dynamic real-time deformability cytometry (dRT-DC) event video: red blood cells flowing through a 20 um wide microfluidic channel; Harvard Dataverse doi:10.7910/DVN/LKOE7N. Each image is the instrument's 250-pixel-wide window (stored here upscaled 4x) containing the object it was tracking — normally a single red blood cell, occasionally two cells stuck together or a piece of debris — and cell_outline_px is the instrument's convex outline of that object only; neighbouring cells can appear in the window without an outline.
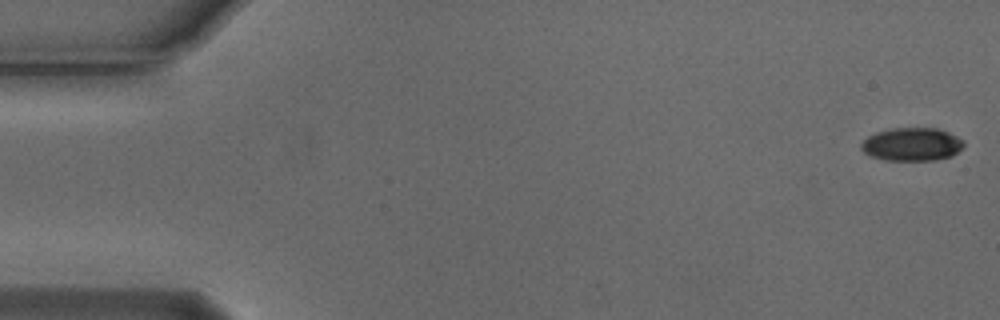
{"species": "Egyptian fruit bat (a non-hibernating species)", "species_latin": "Rousettus aegyptiacus", "temperature_condition": "cold", "stored_images_in_passage": 5, "camera_frame_rate_fps": 3000, "um_per_image_px": 0.085, "animal": {"sex": "male"}, "frame": {"image": 1, "passage_image": 1, "time_ms": 0.0, "image_size_px": [1000, 320], "cell_outline_px": [[964, 144], [952, 156], [936, 160], [884, 160], [872, 156], [864, 152], [860, 148], [860, 144], [868, 136], [876, 132], [888, 128], [936, 128], [948, 132], [964, 140]], "centroid_in_image_um": [77.49, 12.26], "position_along_channel_um": 7.5, "area_um2": 19.83}}